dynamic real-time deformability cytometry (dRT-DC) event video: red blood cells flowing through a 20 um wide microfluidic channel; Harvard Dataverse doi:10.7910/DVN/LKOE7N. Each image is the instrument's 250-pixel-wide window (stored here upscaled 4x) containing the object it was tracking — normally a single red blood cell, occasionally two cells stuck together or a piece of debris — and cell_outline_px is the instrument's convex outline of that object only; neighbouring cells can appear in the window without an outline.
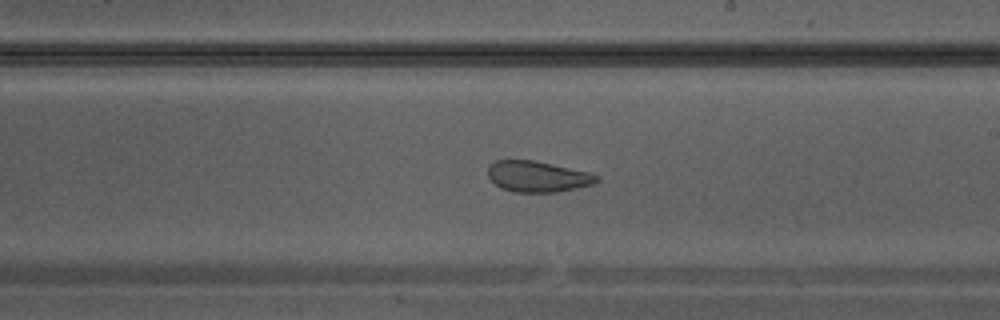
{"species": "Egyptian fruit bat (a non-hibernating species)", "species_latin": "Rousettus aegyptiacus", "temperature_condition": "warm", "stored_images_in_passage": 36, "camera_frame_rate_fps": 3000, "um_per_image_px": 0.085, "animal": {"sex": "male"}, "frame": {"image": 1, "passage_image": 21, "time_ms": 6.667, "image_size_px": [1000, 320], "cell_outline_px": [[600, 180], [592, 184], [576, 188], [556, 192], [512, 192], [500, 188], [488, 176], [488, 168], [496, 160], [536, 160], [588, 172], [600, 176]], "centroid_in_image_um": [45.7, 15.0], "position_along_channel_um": 243.3, "area_um2": 19.59}}